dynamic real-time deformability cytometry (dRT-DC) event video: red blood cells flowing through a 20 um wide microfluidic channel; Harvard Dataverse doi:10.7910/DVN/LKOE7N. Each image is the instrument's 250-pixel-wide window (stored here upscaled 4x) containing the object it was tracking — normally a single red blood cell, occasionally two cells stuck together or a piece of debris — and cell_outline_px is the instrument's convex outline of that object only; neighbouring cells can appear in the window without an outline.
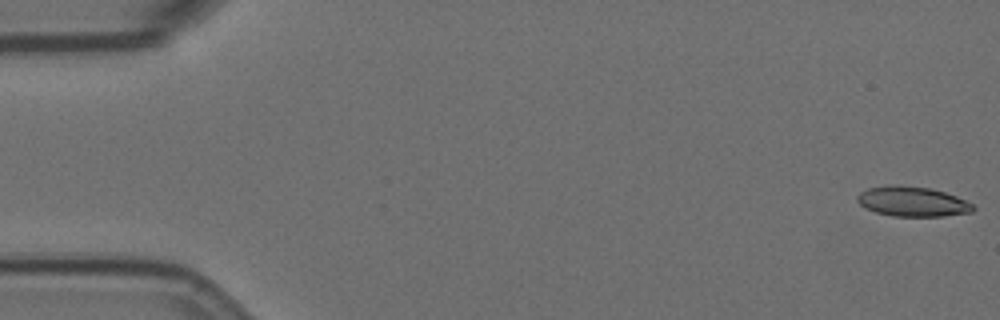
{"species": "Egyptian fruit bat (a non-hibernating species)", "species_latin": "Rousettus aegyptiacus", "temperature_condition": "room temperature", "stored_images_in_passage": 58, "camera_frame_rate_fps": 3000, "um_per_image_px": 0.085, "animal": {"sex": "female"}, "frame": {"image": 1, "passage_image": 1, "time_ms": 0.0, "image_size_px": [1000, 320], "cell_outline_px": [[976, 208], [972, 212], [944, 216], [892, 216], [876, 212], [864, 208], [856, 200], [856, 196], [860, 192], [868, 188], [928, 188], [944, 192], [956, 196], [972, 204]], "centroid_in_image_um": [77.58, 17.19], "position_along_channel_um": 7.4, "area_um2": 19.31}}
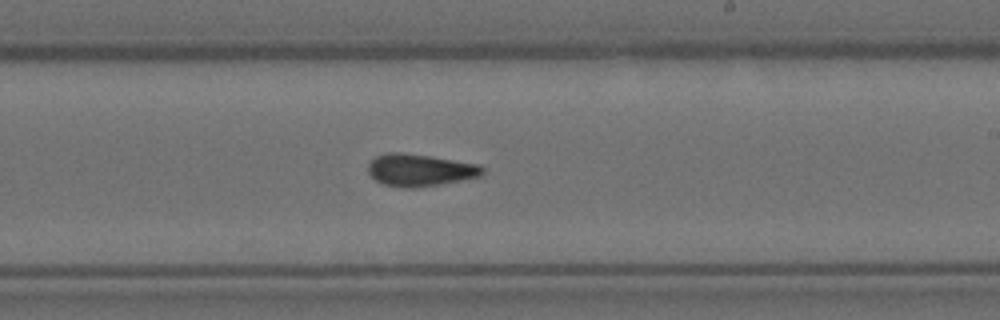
{"frame": {"image": 2, "passage_image": 34, "time_ms": 11.0, "image_size_px": [1000, 320], "cell_outline_px": [[484, 172], [480, 176], [440, 184], [412, 188], [404, 188], [384, 184], [376, 180], [368, 172], [368, 164], [376, 156], [388, 152], [400, 152], [428, 156], [480, 164], [484, 168]], "centroid_in_image_um": [35.69, 14.45], "position_along_channel_um": 253.3, "area_um2": 21.27}}
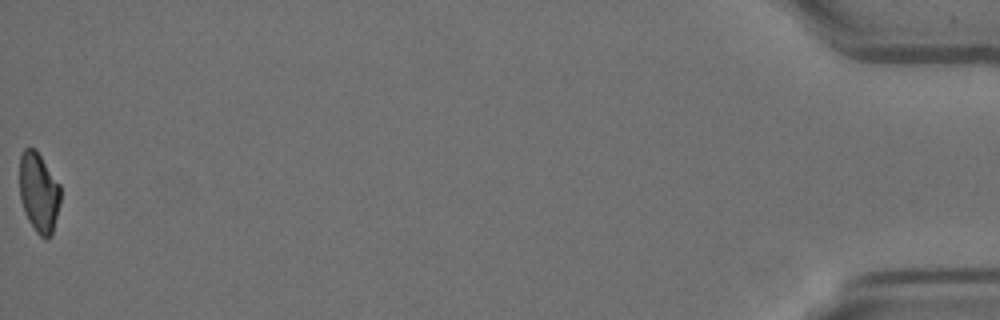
{"frame": {"image": 3, "passage_image": 58, "time_ms": 19.0, "image_size_px": [1000, 320], "cell_outline_px": [[60, 204], [52, 236], [40, 236], [36, 232], [28, 220], [24, 212], [20, 196], [20, 156], [24, 148], [36, 148], [60, 184]], "centroid_in_image_um": [3.31, 16.34], "position_along_channel_um": 431.9, "area_um2": 19.13}, "authors_computed_cell_mechanics": {"area_um2": 20.6057, "velocity_mm_per_s": 3.5208, "shape_relaxation_time_tau1_ms": 7.4939, "shape_relaxation_time_tau2_ms": 2.8012, "deformation_change_tau1": 0.1834, "deformation_change_tau2": 0.1098}}